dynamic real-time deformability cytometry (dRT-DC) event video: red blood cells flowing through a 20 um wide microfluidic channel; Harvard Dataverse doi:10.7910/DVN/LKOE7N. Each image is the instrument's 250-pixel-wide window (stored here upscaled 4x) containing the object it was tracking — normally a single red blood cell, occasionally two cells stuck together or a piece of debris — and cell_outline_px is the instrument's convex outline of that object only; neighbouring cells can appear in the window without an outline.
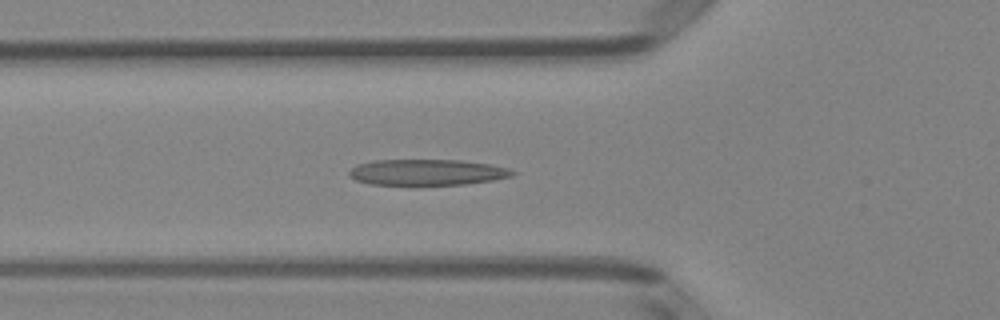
{"species": "Egyptian fruit bat (a non-hibernating species)", "species_latin": "Rousettus aegyptiacus", "temperature_condition": "room temperature", "stored_images_in_passage": 52, "segment_of_instrument_passage": [1, 2], "camera_frame_rate_fps": 3000, "um_per_image_px": 0.085, "animal": {"sex": "female"}, "frame": {"image": 1, "passage_image": 18, "time_ms": 5.667, "image_size_px": [1000, 320], "cell_outline_px": [[516, 172], [512, 176], [492, 180], [464, 184], [368, 184], [356, 180], [348, 176], [348, 172], [356, 164], [372, 160], [460, 160], [488, 164], [508, 168]], "centroid_in_image_um": [36.25, 14.63], "position_along_channel_um": 89.5, "area_um2": 24.51}}
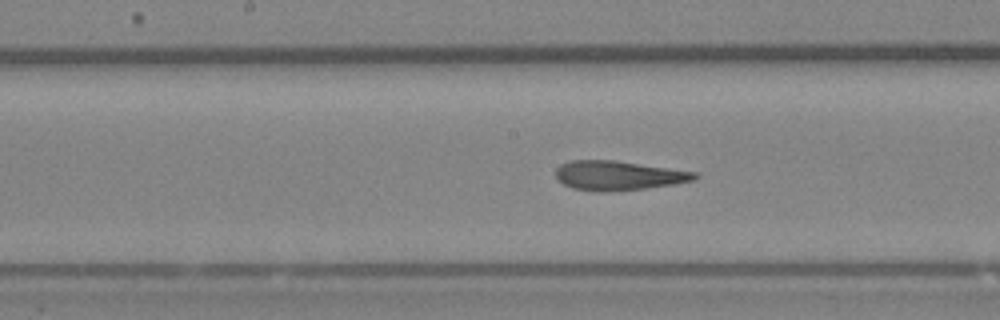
{"frame": {"image": 2, "passage_image": 26, "time_ms": 8.333, "image_size_px": [1000, 320], "cell_outline_px": [[700, 176], [696, 180], [672, 184], [644, 188], [600, 192], [596, 192], [572, 188], [556, 180], [556, 168], [560, 164], [572, 160], [616, 160], [696, 172]], "centroid_in_image_um": [52.53, 14.91], "position_along_channel_um": 195.7, "area_um2": 23.81}}
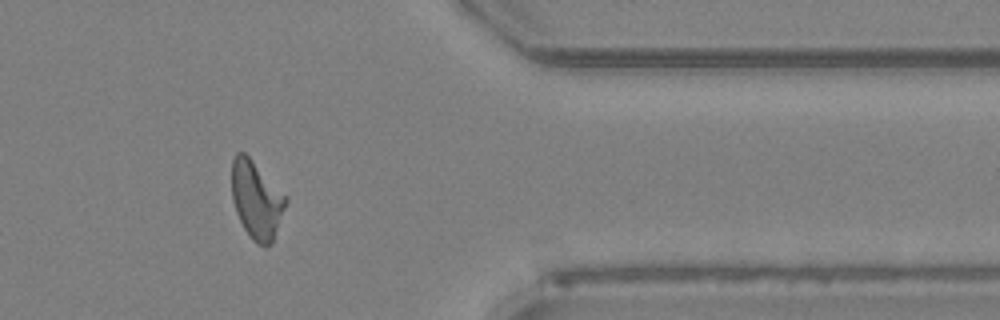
{"frame": {"image": 3, "passage_image": 42, "time_ms": 13.667, "image_size_px": [1000, 320], "cell_outline_px": [[288, 200], [272, 244], [264, 248], [256, 244], [252, 240], [244, 228], [236, 212], [232, 200], [232, 160], [236, 152], [244, 152], [288, 196]], "centroid_in_image_um": [21.82, 17.01], "position_along_channel_um": 389.6, "area_um2": 24.68}}